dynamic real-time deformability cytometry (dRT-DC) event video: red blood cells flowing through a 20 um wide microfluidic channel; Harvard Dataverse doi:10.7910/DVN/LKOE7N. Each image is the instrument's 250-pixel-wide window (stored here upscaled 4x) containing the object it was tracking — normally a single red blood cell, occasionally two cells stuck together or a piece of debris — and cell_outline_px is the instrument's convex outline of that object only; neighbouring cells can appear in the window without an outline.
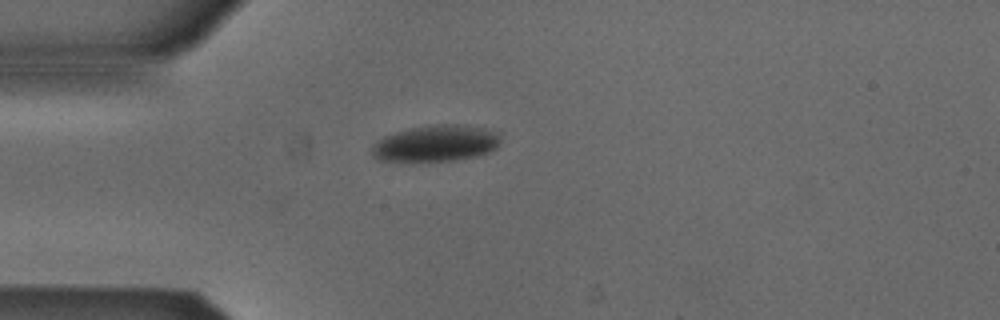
{"species": "Egyptian fruit bat (a non-hibernating species)", "species_latin": "Rousettus aegyptiacus", "temperature_condition": "cold", "stored_images_in_passage": 30, "camera_frame_rate_fps": 3000, "um_per_image_px": 0.085, "animal": {"sex": "male"}, "frame": {"image": 1, "passage_image": 1, "time_ms": 0.0, "image_size_px": [1000, 320], "cell_outline_px": [[500, 144], [496, 148], [488, 152], [476, 156], [452, 160], [380, 160], [372, 156], [372, 144], [384, 136], [396, 132], [412, 128], [436, 124], [452, 124], [484, 128], [500, 132]], "centroid_in_image_um": [37.08, 12.17], "position_along_channel_um": 47.9, "area_um2": 26.88}}
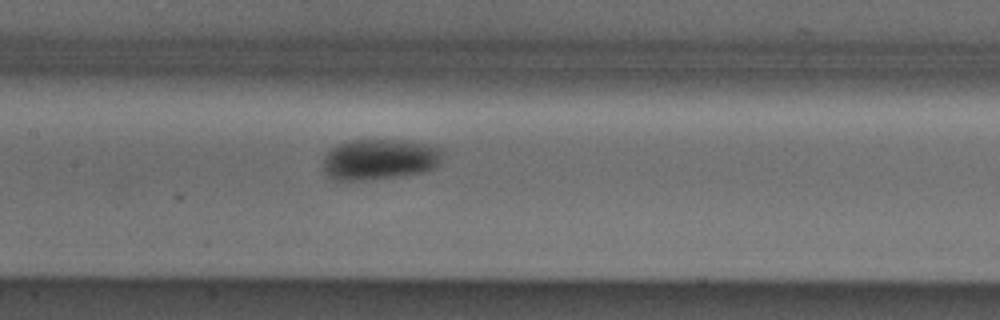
{"frame": {"image": 2, "passage_image": 12, "time_ms": 3.667, "image_size_px": [1000, 320], "cell_outline_px": [[444, 152], [440, 160], [432, 168], [424, 172], [400, 176], [364, 180], [336, 180], [328, 176], [324, 172], [324, 156], [332, 148], [340, 144], [352, 140], [404, 140], [428, 144], [444, 148]], "centroid_in_image_um": [32.29, 13.54], "position_along_channel_um": 175.1, "area_um2": 28.38}}
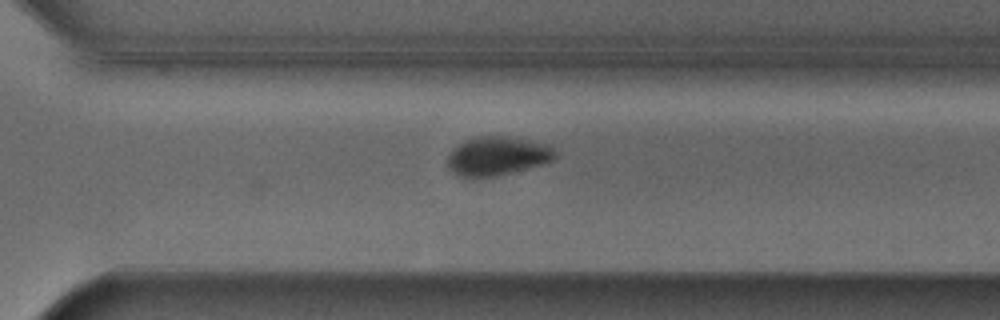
{"frame": {"image": 3, "passage_image": 24, "time_ms": 7.667, "image_size_px": [1000, 320], "cell_outline_px": [[556, 156], [552, 160], [544, 164], [496, 176], [472, 180], [460, 176], [452, 172], [448, 168], [448, 156], [452, 148], [464, 140], [476, 136], [504, 136], [552, 144], [556, 152]], "centroid_in_image_um": [42.26, 13.28], "position_along_channel_um": 328.3, "area_um2": 24.97}, "authors_computed_cell_mechanics": {"area_um2": 27.744, "velocity_mm_per_s": 3.8339, "shape_relaxation_time_tau1_ms": 2.7123, "shape_relaxation_time_tau2_ms": null, "deformation_change_tau1": 0.1016, "deformation_change_tau2": null}}